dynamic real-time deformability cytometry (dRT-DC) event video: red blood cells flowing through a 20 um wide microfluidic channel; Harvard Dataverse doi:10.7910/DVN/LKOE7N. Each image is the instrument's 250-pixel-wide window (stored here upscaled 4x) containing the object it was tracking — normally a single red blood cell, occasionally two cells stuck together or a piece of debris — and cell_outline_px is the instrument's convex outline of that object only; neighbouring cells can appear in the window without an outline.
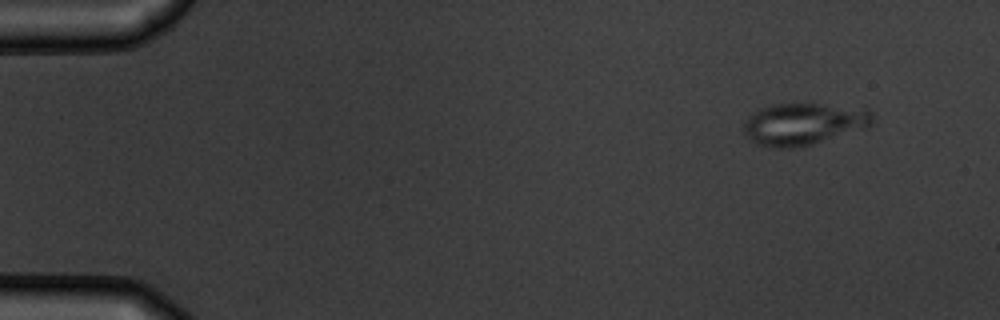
{"species": "common noctule bat (a hibernating species)", "species_latin": "Nyctalus noctula", "temperature_condition": "warm", "stored_images_in_passage": 4, "camera_frame_rate_fps": 3000, "um_per_image_px": 0.085, "animal": {"sex": "male", "body_mass_g": 19.5, "forearm_length_mm": 54.6}, "frame": {"image": 1, "passage_image": 1, "time_ms": 0.0, "image_size_px": [1000, 320], "cell_outline_px": [[872, 124], [868, 128], [812, 144], [796, 148], [776, 148], [756, 144], [744, 132], [744, 124], [748, 116], [760, 108], [772, 104], [820, 104], [868, 108], [872, 112]], "centroid_in_image_um": [68.34, 10.53], "position_along_channel_um": 16.7, "area_um2": 31.62}}